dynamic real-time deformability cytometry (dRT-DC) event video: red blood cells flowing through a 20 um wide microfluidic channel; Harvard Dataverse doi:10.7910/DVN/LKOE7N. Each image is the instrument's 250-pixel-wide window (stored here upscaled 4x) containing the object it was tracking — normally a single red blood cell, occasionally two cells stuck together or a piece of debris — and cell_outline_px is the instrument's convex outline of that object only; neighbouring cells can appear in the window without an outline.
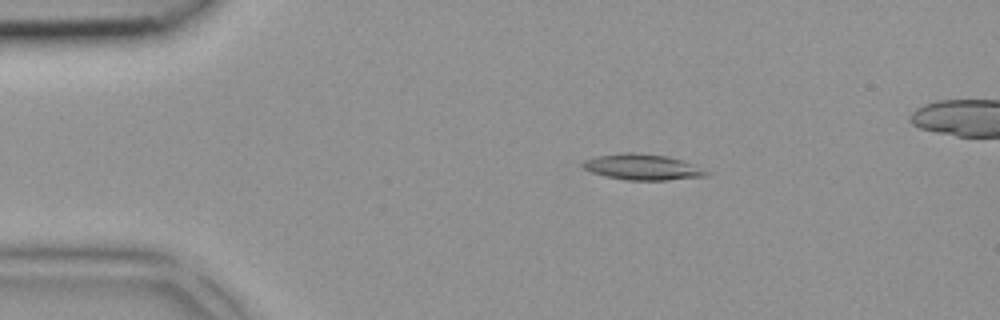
{"species": "common noctule bat (a hibernating species)", "species_latin": "Nyctalus noctula", "temperature_condition": "room temperature", "stored_images_in_passage": 4, "camera_frame_rate_fps": 3000, "um_per_image_px": 0.085, "animal": {"sex": "female", "body_mass_g": 18.4}, "frame": {"image": 1, "passage_image": 2, "time_ms": 0.333, "image_size_px": [1000, 320], "cell_outline_px": [[712, 172], [708, 176], [668, 180], [624, 180], [604, 176], [592, 172], [584, 168], [580, 164], [584, 160], [596, 156], [624, 152], [636, 152], [668, 156], [696, 164]], "centroid_in_image_um": [54.66, 14.2], "position_along_channel_um": 30.3, "area_um2": 19.02}}